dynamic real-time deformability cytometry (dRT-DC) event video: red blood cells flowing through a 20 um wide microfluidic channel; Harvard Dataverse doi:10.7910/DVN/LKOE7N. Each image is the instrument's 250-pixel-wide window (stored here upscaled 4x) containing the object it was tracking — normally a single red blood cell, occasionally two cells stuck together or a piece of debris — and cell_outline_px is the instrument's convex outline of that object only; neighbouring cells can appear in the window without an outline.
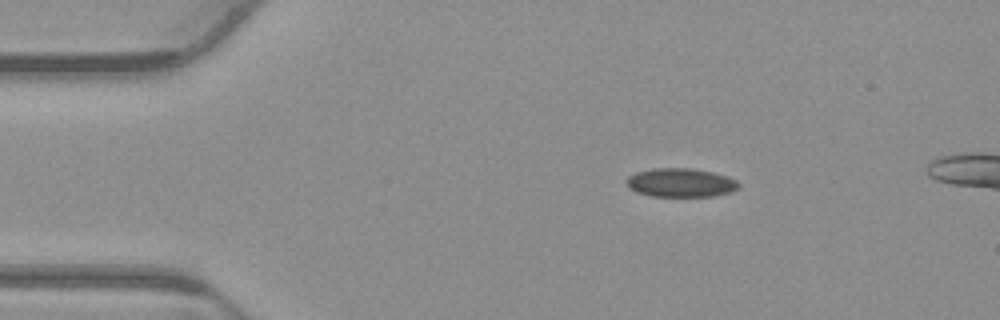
{"species": "common noctule bat (a hibernating species)", "species_latin": "Nyctalus noctula", "temperature_condition": "warm", "stored_images_in_passage": 8, "camera_frame_rate_fps": 3000, "um_per_image_px": 0.085, "animal": {"sex": "male", "body_mass_g": 23.1, "forearm_length_mm": 52.7}, "frame": {"image": 1, "passage_image": 1, "time_ms": 0.0, "image_size_px": [1000, 320], "cell_outline_px": [[740, 184], [732, 192], [712, 196], [652, 196], [636, 192], [628, 188], [628, 176], [636, 172], [652, 168], [688, 168], [712, 172], [728, 176], [736, 180]], "centroid_in_image_um": [57.86, 15.52], "position_along_channel_um": 27.1, "area_um2": 18.73}}